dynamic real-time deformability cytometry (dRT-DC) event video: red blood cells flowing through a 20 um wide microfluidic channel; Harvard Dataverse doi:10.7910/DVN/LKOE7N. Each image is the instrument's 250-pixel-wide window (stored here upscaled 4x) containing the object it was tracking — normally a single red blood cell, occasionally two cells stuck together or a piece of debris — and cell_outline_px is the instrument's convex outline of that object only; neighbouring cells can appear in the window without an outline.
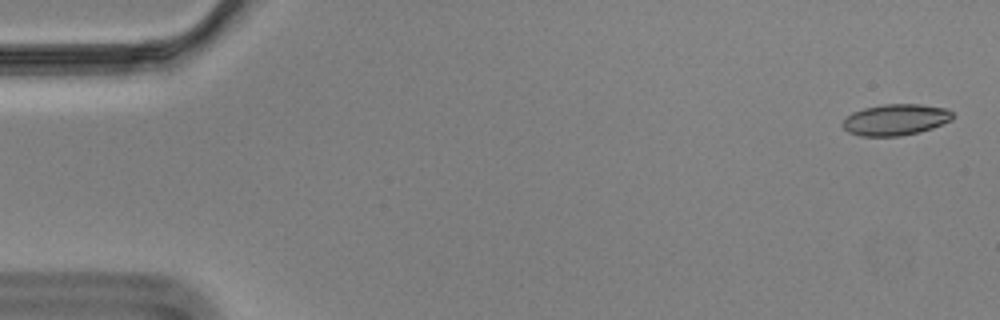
{"species": "Egyptian fruit bat (a non-hibernating species)", "species_latin": "Rousettus aegyptiacus", "temperature_condition": "cold", "stored_images_in_passage": 57, "camera_frame_rate_fps": 3000, "um_per_image_px": 0.085, "animal": {"sex": "male"}, "frame": {"image": 1, "passage_image": 2, "time_ms": 0.333, "image_size_px": [1000, 320], "cell_outline_px": [[956, 116], [952, 120], [932, 128], [900, 136], [860, 136], [848, 132], [840, 124], [852, 112], [864, 108], [884, 104], [920, 104], [948, 108]], "centroid_in_image_um": [76.14, 10.17], "position_along_channel_um": 8.9, "area_um2": 20.11}}
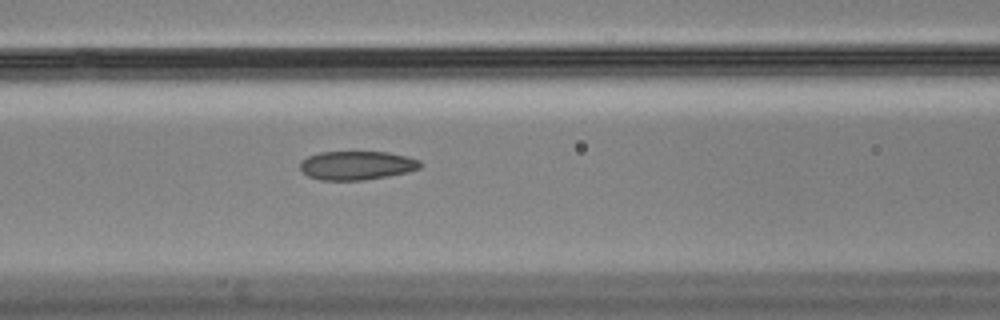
{"frame": {"image": 2, "passage_image": 24, "time_ms": 7.667, "image_size_px": [1000, 320], "cell_outline_px": [[420, 168], [408, 172], [388, 176], [364, 180], [320, 180], [308, 176], [300, 168], [300, 160], [308, 156], [320, 152], [388, 152], [408, 156], [420, 160]], "centroid_in_image_um": [30.32, 14.06], "position_along_channel_um": 136.3, "area_um2": 20.23}}
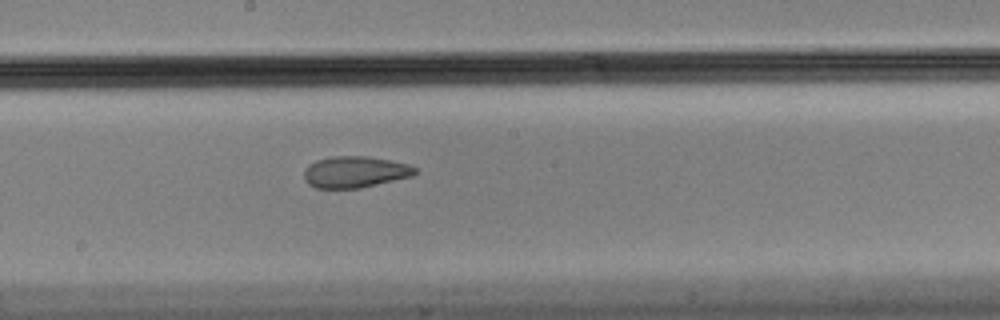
{"frame": {"image": 3, "passage_image": 31, "time_ms": 10.0, "image_size_px": [1000, 320], "cell_outline_px": [[416, 172], [412, 176], [360, 188], [316, 188], [308, 184], [304, 180], [304, 172], [308, 164], [316, 160], [332, 156], [368, 156], [408, 164], [416, 168]], "centroid_in_image_um": [30.14, 14.61], "position_along_channel_um": 218.1, "area_um2": 20.29}, "authors_computed_cell_mechanics": {"area_um2": 21.0392, "velocity_mm_per_s": 3.5058, "shape_relaxation_time_tau1_ms": null, "shape_relaxation_time_tau2_ms": 2.5636, "deformation_change_tau1": null, "deformation_change_tau2": 0.0823}}